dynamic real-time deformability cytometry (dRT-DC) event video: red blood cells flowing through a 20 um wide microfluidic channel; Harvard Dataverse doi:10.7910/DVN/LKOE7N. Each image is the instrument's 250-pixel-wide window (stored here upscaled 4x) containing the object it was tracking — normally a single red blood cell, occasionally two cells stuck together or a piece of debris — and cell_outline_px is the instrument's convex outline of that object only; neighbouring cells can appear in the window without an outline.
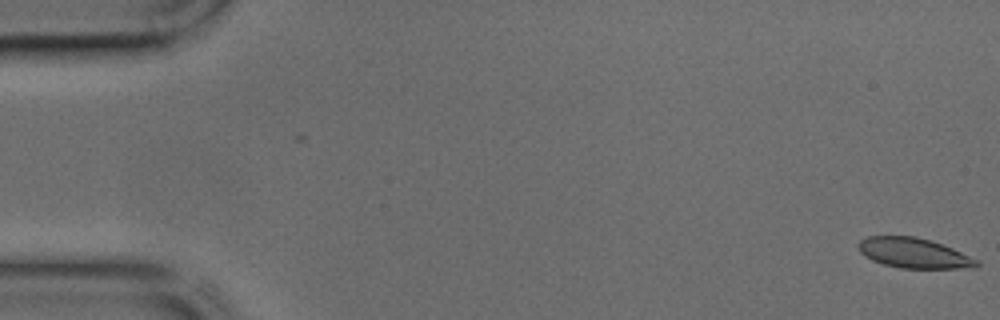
{"species": "common noctule bat (a hibernating species)", "species_latin": "Nyctalus noctula", "temperature_condition": "cold", "stored_images_in_passage": 44, "camera_frame_rate_fps": 3000, "um_per_image_px": 0.085, "animal": {"sex": "male", "body_mass_g": 17.9, "forearm_length_mm": 54.2}, "frame": {"image": 1, "passage_image": 1, "time_ms": 0.0, "image_size_px": [1000, 320], "cell_outline_px": [[980, 264], [976, 268], [900, 268], [884, 264], [872, 260], [864, 256], [860, 252], [856, 244], [860, 240], [868, 236], [916, 236], [952, 248], [980, 260]], "centroid_in_image_um": [77.67, 21.51], "position_along_channel_um": 7.3, "area_um2": 20.81}}
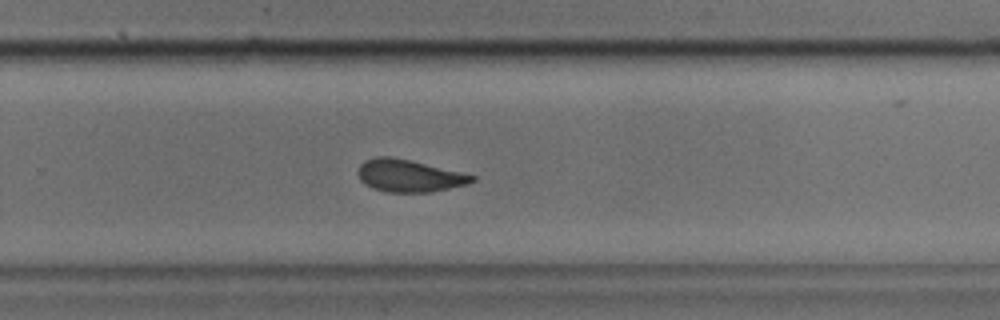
{"frame": {"image": 2, "passage_image": 29, "time_ms": 9.333, "image_size_px": [1000, 320], "cell_outline_px": [[476, 180], [468, 184], [428, 192], [388, 192], [372, 188], [364, 184], [360, 180], [360, 164], [364, 160], [376, 156], [388, 156], [408, 160], [460, 172], [476, 176]], "centroid_in_image_um": [34.76, 14.94], "position_along_channel_um": 295.0, "area_um2": 21.1}}
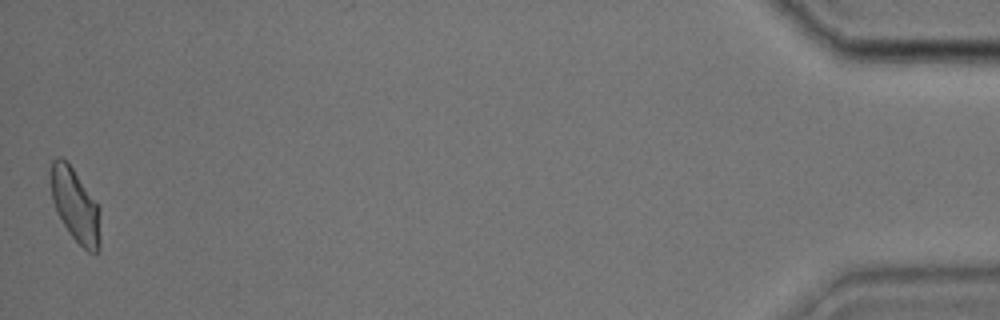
{"frame": {"image": 3, "passage_image": 44, "time_ms": 14.333, "image_size_px": [1000, 320], "cell_outline_px": [[100, 248], [96, 252], [88, 252], [68, 232], [56, 212], [52, 200], [48, 176], [52, 160], [56, 156], [60, 156], [72, 168], [100, 208]], "centroid_in_image_um": [6.36, 17.44], "position_along_channel_um": 428.8, "area_um2": 21.39}}